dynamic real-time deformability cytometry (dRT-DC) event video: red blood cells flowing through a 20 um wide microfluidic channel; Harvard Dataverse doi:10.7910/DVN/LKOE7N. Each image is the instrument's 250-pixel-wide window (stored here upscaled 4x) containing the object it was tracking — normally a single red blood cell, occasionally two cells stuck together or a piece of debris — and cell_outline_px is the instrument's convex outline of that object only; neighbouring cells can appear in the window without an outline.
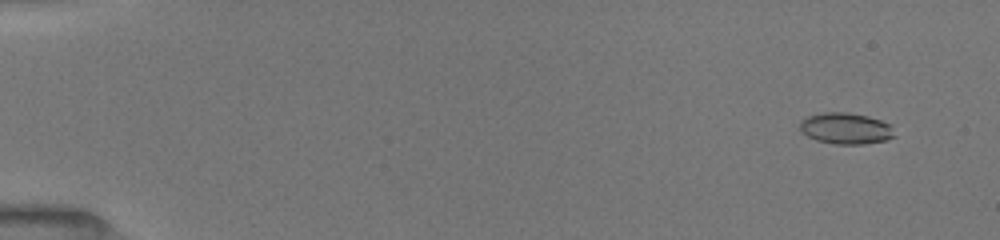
{"species": "common noctule bat (a hibernating species)", "species_latin": "Nyctalus noctula", "temperature_condition": "room temperature", "stored_images_in_passage": 33, "camera_frame_rate_fps": 3000, "um_per_image_px": 0.085, "animal": {"sex": "female", "body_mass_g": 19.5, "forearm_length_mm": 54.1}, "frame": {"image": 1, "passage_image": 4, "time_ms": 1.0, "image_size_px": [1000, 240], "cell_outline_px": [[896, 136], [888, 140], [864, 144], [836, 144], [816, 140], [800, 132], [800, 120], [808, 116], [824, 112], [848, 112], [868, 116], [892, 124]], "centroid_in_image_um": [71.92, 10.91], "position_along_channel_um": 13.1, "area_um2": 17.51}}
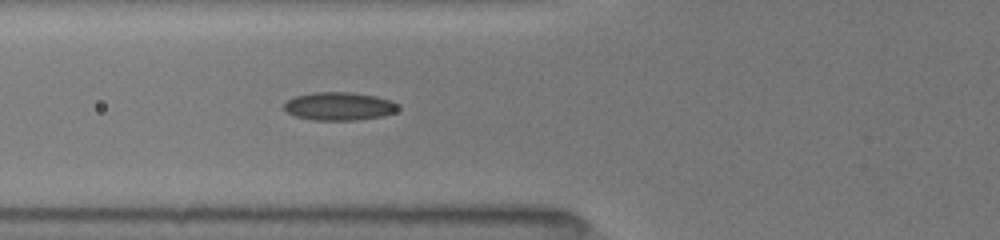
{"frame": {"image": 2, "passage_image": 19, "time_ms": 6.667, "image_size_px": [1000, 240], "cell_outline_px": [[400, 108], [396, 112], [384, 116], [356, 120], [312, 120], [296, 116], [288, 112], [284, 108], [284, 104], [288, 100], [296, 96], [316, 92], [352, 92], [376, 96], [392, 100]], "centroid_in_image_um": [28.87, 9.03], "position_along_channel_um": 96.9, "area_um2": 18.73}}
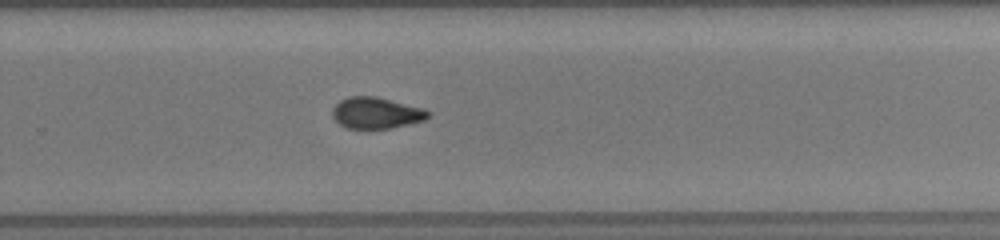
{"frame": {"image": 3, "passage_image": 33, "time_ms": 11.667, "image_size_px": [1000, 240], "cell_outline_px": [[432, 112], [424, 120], [392, 128], [368, 132], [348, 128], [340, 124], [332, 116], [332, 108], [340, 100], [348, 96], [376, 96], [424, 108]], "centroid_in_image_um": [31.96, 9.63], "position_along_channel_um": 297.8, "area_um2": 18.09}}